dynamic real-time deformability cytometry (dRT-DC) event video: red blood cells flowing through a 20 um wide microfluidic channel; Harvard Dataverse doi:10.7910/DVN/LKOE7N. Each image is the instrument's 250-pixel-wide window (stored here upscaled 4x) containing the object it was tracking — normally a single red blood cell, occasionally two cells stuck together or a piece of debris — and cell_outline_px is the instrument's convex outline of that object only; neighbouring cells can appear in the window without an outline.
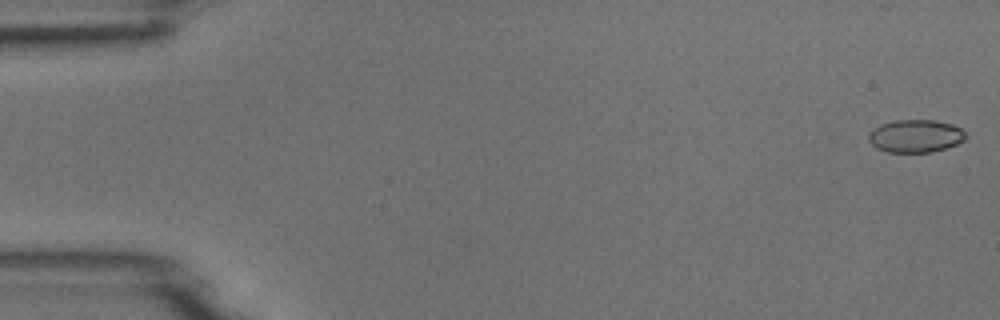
{"species": "common noctule bat (a hibernating species)", "species_latin": "Nyctalus noctula", "temperature_condition": "room temperature", "stored_images_in_passage": 5, "camera_frame_rate_fps": 3000, "um_per_image_px": 0.085, "animal": {"sex": "male", "body_mass_g": 18.8}, "frame": {"image": 1, "passage_image": 1, "time_ms": 0.0, "image_size_px": [1000, 320], "cell_outline_px": [[968, 136], [964, 140], [956, 144], [944, 148], [928, 152], [888, 152], [876, 148], [868, 140], [868, 132], [872, 128], [880, 124], [896, 120], [936, 120], [952, 124], [960, 128]], "centroid_in_image_um": [77.79, 11.55], "position_along_channel_um": 7.2, "area_um2": 18.61}}